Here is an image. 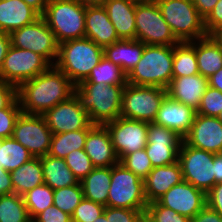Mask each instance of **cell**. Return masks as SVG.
Segmentation results:
<instances>
[{
    "instance_id": "obj_1",
    "label": "cell",
    "mask_w": 222,
    "mask_h": 222,
    "mask_svg": "<svg viewBox=\"0 0 222 222\" xmlns=\"http://www.w3.org/2000/svg\"><path fill=\"white\" fill-rule=\"evenodd\" d=\"M75 85L55 66L22 83L17 98L23 113L43 115L58 103L74 95Z\"/></svg>"
},
{
    "instance_id": "obj_2",
    "label": "cell",
    "mask_w": 222,
    "mask_h": 222,
    "mask_svg": "<svg viewBox=\"0 0 222 222\" xmlns=\"http://www.w3.org/2000/svg\"><path fill=\"white\" fill-rule=\"evenodd\" d=\"M125 85L79 83L74 95L94 125H105L120 117Z\"/></svg>"
},
{
    "instance_id": "obj_3",
    "label": "cell",
    "mask_w": 222,
    "mask_h": 222,
    "mask_svg": "<svg viewBox=\"0 0 222 222\" xmlns=\"http://www.w3.org/2000/svg\"><path fill=\"white\" fill-rule=\"evenodd\" d=\"M104 56V49L89 38L71 39L59 44L54 66L74 85L84 81Z\"/></svg>"
},
{
    "instance_id": "obj_4",
    "label": "cell",
    "mask_w": 222,
    "mask_h": 222,
    "mask_svg": "<svg viewBox=\"0 0 222 222\" xmlns=\"http://www.w3.org/2000/svg\"><path fill=\"white\" fill-rule=\"evenodd\" d=\"M174 46L145 45L142 57L127 75V83L167 89L173 78Z\"/></svg>"
},
{
    "instance_id": "obj_5",
    "label": "cell",
    "mask_w": 222,
    "mask_h": 222,
    "mask_svg": "<svg viewBox=\"0 0 222 222\" xmlns=\"http://www.w3.org/2000/svg\"><path fill=\"white\" fill-rule=\"evenodd\" d=\"M85 13L77 0H49L42 17L60 44L85 37Z\"/></svg>"
},
{
    "instance_id": "obj_6",
    "label": "cell",
    "mask_w": 222,
    "mask_h": 222,
    "mask_svg": "<svg viewBox=\"0 0 222 222\" xmlns=\"http://www.w3.org/2000/svg\"><path fill=\"white\" fill-rule=\"evenodd\" d=\"M163 19L180 42H190L207 36L204 19L192 0H155Z\"/></svg>"
},
{
    "instance_id": "obj_7",
    "label": "cell",
    "mask_w": 222,
    "mask_h": 222,
    "mask_svg": "<svg viewBox=\"0 0 222 222\" xmlns=\"http://www.w3.org/2000/svg\"><path fill=\"white\" fill-rule=\"evenodd\" d=\"M143 179L120 163L111 166V183L107 206L133 210H146Z\"/></svg>"
},
{
    "instance_id": "obj_8",
    "label": "cell",
    "mask_w": 222,
    "mask_h": 222,
    "mask_svg": "<svg viewBox=\"0 0 222 222\" xmlns=\"http://www.w3.org/2000/svg\"><path fill=\"white\" fill-rule=\"evenodd\" d=\"M136 39L145 45L174 46L180 43L163 19L155 0L136 3Z\"/></svg>"
},
{
    "instance_id": "obj_9",
    "label": "cell",
    "mask_w": 222,
    "mask_h": 222,
    "mask_svg": "<svg viewBox=\"0 0 222 222\" xmlns=\"http://www.w3.org/2000/svg\"><path fill=\"white\" fill-rule=\"evenodd\" d=\"M167 89L126 84L122 94L120 117L152 123Z\"/></svg>"
},
{
    "instance_id": "obj_10",
    "label": "cell",
    "mask_w": 222,
    "mask_h": 222,
    "mask_svg": "<svg viewBox=\"0 0 222 222\" xmlns=\"http://www.w3.org/2000/svg\"><path fill=\"white\" fill-rule=\"evenodd\" d=\"M51 66L43 56L11 45L0 70V79L18 88L22 83L47 71Z\"/></svg>"
},
{
    "instance_id": "obj_11",
    "label": "cell",
    "mask_w": 222,
    "mask_h": 222,
    "mask_svg": "<svg viewBox=\"0 0 222 222\" xmlns=\"http://www.w3.org/2000/svg\"><path fill=\"white\" fill-rule=\"evenodd\" d=\"M214 154L189 146L184 141L179 149L183 181L189 182L207 194L215 185Z\"/></svg>"
},
{
    "instance_id": "obj_12",
    "label": "cell",
    "mask_w": 222,
    "mask_h": 222,
    "mask_svg": "<svg viewBox=\"0 0 222 222\" xmlns=\"http://www.w3.org/2000/svg\"><path fill=\"white\" fill-rule=\"evenodd\" d=\"M9 35L12 46L31 50L43 56L54 66L58 56L59 43L42 16L30 24L12 31Z\"/></svg>"
},
{
    "instance_id": "obj_13",
    "label": "cell",
    "mask_w": 222,
    "mask_h": 222,
    "mask_svg": "<svg viewBox=\"0 0 222 222\" xmlns=\"http://www.w3.org/2000/svg\"><path fill=\"white\" fill-rule=\"evenodd\" d=\"M53 133L42 115L21 113L17 118L12 138L25 147L33 157L49 152Z\"/></svg>"
},
{
    "instance_id": "obj_14",
    "label": "cell",
    "mask_w": 222,
    "mask_h": 222,
    "mask_svg": "<svg viewBox=\"0 0 222 222\" xmlns=\"http://www.w3.org/2000/svg\"><path fill=\"white\" fill-rule=\"evenodd\" d=\"M110 134L119 161L129 153L145 149L148 143V123L119 117L104 125Z\"/></svg>"
},
{
    "instance_id": "obj_15",
    "label": "cell",
    "mask_w": 222,
    "mask_h": 222,
    "mask_svg": "<svg viewBox=\"0 0 222 222\" xmlns=\"http://www.w3.org/2000/svg\"><path fill=\"white\" fill-rule=\"evenodd\" d=\"M148 143L145 147L153 168L178 161L183 138L176 132L154 122L148 123Z\"/></svg>"
},
{
    "instance_id": "obj_16",
    "label": "cell",
    "mask_w": 222,
    "mask_h": 222,
    "mask_svg": "<svg viewBox=\"0 0 222 222\" xmlns=\"http://www.w3.org/2000/svg\"><path fill=\"white\" fill-rule=\"evenodd\" d=\"M53 134L92 129L88 113L73 95L69 100L58 103L42 115Z\"/></svg>"
},
{
    "instance_id": "obj_17",
    "label": "cell",
    "mask_w": 222,
    "mask_h": 222,
    "mask_svg": "<svg viewBox=\"0 0 222 222\" xmlns=\"http://www.w3.org/2000/svg\"><path fill=\"white\" fill-rule=\"evenodd\" d=\"M157 202L189 219L207 204L206 194L186 181L171 187Z\"/></svg>"
},
{
    "instance_id": "obj_18",
    "label": "cell",
    "mask_w": 222,
    "mask_h": 222,
    "mask_svg": "<svg viewBox=\"0 0 222 222\" xmlns=\"http://www.w3.org/2000/svg\"><path fill=\"white\" fill-rule=\"evenodd\" d=\"M183 141L196 149L222 153V123L216 117L196 114Z\"/></svg>"
},
{
    "instance_id": "obj_19",
    "label": "cell",
    "mask_w": 222,
    "mask_h": 222,
    "mask_svg": "<svg viewBox=\"0 0 222 222\" xmlns=\"http://www.w3.org/2000/svg\"><path fill=\"white\" fill-rule=\"evenodd\" d=\"M196 110L179 101L173 100L168 95L162 101L154 123L176 132L184 138L194 121Z\"/></svg>"
},
{
    "instance_id": "obj_20",
    "label": "cell",
    "mask_w": 222,
    "mask_h": 222,
    "mask_svg": "<svg viewBox=\"0 0 222 222\" xmlns=\"http://www.w3.org/2000/svg\"><path fill=\"white\" fill-rule=\"evenodd\" d=\"M84 150L94 167H111L119 163L110 134L104 125H95L88 132Z\"/></svg>"
},
{
    "instance_id": "obj_21",
    "label": "cell",
    "mask_w": 222,
    "mask_h": 222,
    "mask_svg": "<svg viewBox=\"0 0 222 222\" xmlns=\"http://www.w3.org/2000/svg\"><path fill=\"white\" fill-rule=\"evenodd\" d=\"M85 37L103 49L121 40L103 5L86 6Z\"/></svg>"
},
{
    "instance_id": "obj_22",
    "label": "cell",
    "mask_w": 222,
    "mask_h": 222,
    "mask_svg": "<svg viewBox=\"0 0 222 222\" xmlns=\"http://www.w3.org/2000/svg\"><path fill=\"white\" fill-rule=\"evenodd\" d=\"M182 181L183 175L179 161L166 166L154 167L143 180L147 203L157 201L171 187Z\"/></svg>"
},
{
    "instance_id": "obj_23",
    "label": "cell",
    "mask_w": 222,
    "mask_h": 222,
    "mask_svg": "<svg viewBox=\"0 0 222 222\" xmlns=\"http://www.w3.org/2000/svg\"><path fill=\"white\" fill-rule=\"evenodd\" d=\"M208 86V78L201 74L173 77L167 95L197 111Z\"/></svg>"
},
{
    "instance_id": "obj_24",
    "label": "cell",
    "mask_w": 222,
    "mask_h": 222,
    "mask_svg": "<svg viewBox=\"0 0 222 222\" xmlns=\"http://www.w3.org/2000/svg\"><path fill=\"white\" fill-rule=\"evenodd\" d=\"M103 7L120 39H136V3L128 0H105Z\"/></svg>"
},
{
    "instance_id": "obj_25",
    "label": "cell",
    "mask_w": 222,
    "mask_h": 222,
    "mask_svg": "<svg viewBox=\"0 0 222 222\" xmlns=\"http://www.w3.org/2000/svg\"><path fill=\"white\" fill-rule=\"evenodd\" d=\"M39 17L40 15L23 0H0V32L10 34Z\"/></svg>"
},
{
    "instance_id": "obj_26",
    "label": "cell",
    "mask_w": 222,
    "mask_h": 222,
    "mask_svg": "<svg viewBox=\"0 0 222 222\" xmlns=\"http://www.w3.org/2000/svg\"><path fill=\"white\" fill-rule=\"evenodd\" d=\"M145 44L137 39H121L104 48V56L128 75L142 57Z\"/></svg>"
},
{
    "instance_id": "obj_27",
    "label": "cell",
    "mask_w": 222,
    "mask_h": 222,
    "mask_svg": "<svg viewBox=\"0 0 222 222\" xmlns=\"http://www.w3.org/2000/svg\"><path fill=\"white\" fill-rule=\"evenodd\" d=\"M195 55L199 74L206 78L222 68V48L212 35L195 40Z\"/></svg>"
},
{
    "instance_id": "obj_28",
    "label": "cell",
    "mask_w": 222,
    "mask_h": 222,
    "mask_svg": "<svg viewBox=\"0 0 222 222\" xmlns=\"http://www.w3.org/2000/svg\"><path fill=\"white\" fill-rule=\"evenodd\" d=\"M13 193L23 196L31 189L44 184L40 157H33L10 172Z\"/></svg>"
},
{
    "instance_id": "obj_29",
    "label": "cell",
    "mask_w": 222,
    "mask_h": 222,
    "mask_svg": "<svg viewBox=\"0 0 222 222\" xmlns=\"http://www.w3.org/2000/svg\"><path fill=\"white\" fill-rule=\"evenodd\" d=\"M44 183L53 190L76 185L79 181L69 169L64 159L50 155L40 157Z\"/></svg>"
},
{
    "instance_id": "obj_30",
    "label": "cell",
    "mask_w": 222,
    "mask_h": 222,
    "mask_svg": "<svg viewBox=\"0 0 222 222\" xmlns=\"http://www.w3.org/2000/svg\"><path fill=\"white\" fill-rule=\"evenodd\" d=\"M83 197L107 206L108 191L111 183V167H95L81 181Z\"/></svg>"
},
{
    "instance_id": "obj_31",
    "label": "cell",
    "mask_w": 222,
    "mask_h": 222,
    "mask_svg": "<svg viewBox=\"0 0 222 222\" xmlns=\"http://www.w3.org/2000/svg\"><path fill=\"white\" fill-rule=\"evenodd\" d=\"M91 129L53 134L48 155L64 159L69 153L85 148L87 134Z\"/></svg>"
},
{
    "instance_id": "obj_32",
    "label": "cell",
    "mask_w": 222,
    "mask_h": 222,
    "mask_svg": "<svg viewBox=\"0 0 222 222\" xmlns=\"http://www.w3.org/2000/svg\"><path fill=\"white\" fill-rule=\"evenodd\" d=\"M173 77L199 74L197 58L195 55V40L180 42L174 45Z\"/></svg>"
},
{
    "instance_id": "obj_33",
    "label": "cell",
    "mask_w": 222,
    "mask_h": 222,
    "mask_svg": "<svg viewBox=\"0 0 222 222\" xmlns=\"http://www.w3.org/2000/svg\"><path fill=\"white\" fill-rule=\"evenodd\" d=\"M81 83H101L105 85H126L127 75L121 67L109 61L105 56L91 70L89 76Z\"/></svg>"
},
{
    "instance_id": "obj_34",
    "label": "cell",
    "mask_w": 222,
    "mask_h": 222,
    "mask_svg": "<svg viewBox=\"0 0 222 222\" xmlns=\"http://www.w3.org/2000/svg\"><path fill=\"white\" fill-rule=\"evenodd\" d=\"M32 158V154L12 137L0 139V166L6 171L12 172Z\"/></svg>"
},
{
    "instance_id": "obj_35",
    "label": "cell",
    "mask_w": 222,
    "mask_h": 222,
    "mask_svg": "<svg viewBox=\"0 0 222 222\" xmlns=\"http://www.w3.org/2000/svg\"><path fill=\"white\" fill-rule=\"evenodd\" d=\"M30 218L23 196H0V222H25Z\"/></svg>"
},
{
    "instance_id": "obj_36",
    "label": "cell",
    "mask_w": 222,
    "mask_h": 222,
    "mask_svg": "<svg viewBox=\"0 0 222 222\" xmlns=\"http://www.w3.org/2000/svg\"><path fill=\"white\" fill-rule=\"evenodd\" d=\"M23 199L30 218H35L53 205V189L44 183L25 193Z\"/></svg>"
},
{
    "instance_id": "obj_37",
    "label": "cell",
    "mask_w": 222,
    "mask_h": 222,
    "mask_svg": "<svg viewBox=\"0 0 222 222\" xmlns=\"http://www.w3.org/2000/svg\"><path fill=\"white\" fill-rule=\"evenodd\" d=\"M83 198L80 181L76 185L53 190V205L71 216Z\"/></svg>"
},
{
    "instance_id": "obj_38",
    "label": "cell",
    "mask_w": 222,
    "mask_h": 222,
    "mask_svg": "<svg viewBox=\"0 0 222 222\" xmlns=\"http://www.w3.org/2000/svg\"><path fill=\"white\" fill-rule=\"evenodd\" d=\"M119 163L143 180L153 169L145 149H140L134 153L127 154L119 161Z\"/></svg>"
},
{
    "instance_id": "obj_39",
    "label": "cell",
    "mask_w": 222,
    "mask_h": 222,
    "mask_svg": "<svg viewBox=\"0 0 222 222\" xmlns=\"http://www.w3.org/2000/svg\"><path fill=\"white\" fill-rule=\"evenodd\" d=\"M64 160L78 181L89 175L95 168L84 149L69 153Z\"/></svg>"
},
{
    "instance_id": "obj_40",
    "label": "cell",
    "mask_w": 222,
    "mask_h": 222,
    "mask_svg": "<svg viewBox=\"0 0 222 222\" xmlns=\"http://www.w3.org/2000/svg\"><path fill=\"white\" fill-rule=\"evenodd\" d=\"M145 215L152 222H190V219L178 214L171 208L160 205L157 201L147 205Z\"/></svg>"
},
{
    "instance_id": "obj_41",
    "label": "cell",
    "mask_w": 222,
    "mask_h": 222,
    "mask_svg": "<svg viewBox=\"0 0 222 222\" xmlns=\"http://www.w3.org/2000/svg\"><path fill=\"white\" fill-rule=\"evenodd\" d=\"M222 111V92L210 86L207 87L196 114L217 117Z\"/></svg>"
},
{
    "instance_id": "obj_42",
    "label": "cell",
    "mask_w": 222,
    "mask_h": 222,
    "mask_svg": "<svg viewBox=\"0 0 222 222\" xmlns=\"http://www.w3.org/2000/svg\"><path fill=\"white\" fill-rule=\"evenodd\" d=\"M22 113L18 98L0 110V139L11 138L17 118Z\"/></svg>"
},
{
    "instance_id": "obj_43",
    "label": "cell",
    "mask_w": 222,
    "mask_h": 222,
    "mask_svg": "<svg viewBox=\"0 0 222 222\" xmlns=\"http://www.w3.org/2000/svg\"><path fill=\"white\" fill-rule=\"evenodd\" d=\"M104 210L105 206L83 198L71 216L72 222H93Z\"/></svg>"
},
{
    "instance_id": "obj_44",
    "label": "cell",
    "mask_w": 222,
    "mask_h": 222,
    "mask_svg": "<svg viewBox=\"0 0 222 222\" xmlns=\"http://www.w3.org/2000/svg\"><path fill=\"white\" fill-rule=\"evenodd\" d=\"M34 219L36 222H72L71 215L61 211L55 205L48 207Z\"/></svg>"
},
{
    "instance_id": "obj_45",
    "label": "cell",
    "mask_w": 222,
    "mask_h": 222,
    "mask_svg": "<svg viewBox=\"0 0 222 222\" xmlns=\"http://www.w3.org/2000/svg\"><path fill=\"white\" fill-rule=\"evenodd\" d=\"M204 27L208 35H212L222 27V0H219L210 14L204 19Z\"/></svg>"
},
{
    "instance_id": "obj_46",
    "label": "cell",
    "mask_w": 222,
    "mask_h": 222,
    "mask_svg": "<svg viewBox=\"0 0 222 222\" xmlns=\"http://www.w3.org/2000/svg\"><path fill=\"white\" fill-rule=\"evenodd\" d=\"M146 210L114 208V222H141Z\"/></svg>"
},
{
    "instance_id": "obj_47",
    "label": "cell",
    "mask_w": 222,
    "mask_h": 222,
    "mask_svg": "<svg viewBox=\"0 0 222 222\" xmlns=\"http://www.w3.org/2000/svg\"><path fill=\"white\" fill-rule=\"evenodd\" d=\"M17 98V88L0 79V110L6 109Z\"/></svg>"
},
{
    "instance_id": "obj_48",
    "label": "cell",
    "mask_w": 222,
    "mask_h": 222,
    "mask_svg": "<svg viewBox=\"0 0 222 222\" xmlns=\"http://www.w3.org/2000/svg\"><path fill=\"white\" fill-rule=\"evenodd\" d=\"M207 205L222 216V183L215 184L206 194Z\"/></svg>"
},
{
    "instance_id": "obj_49",
    "label": "cell",
    "mask_w": 222,
    "mask_h": 222,
    "mask_svg": "<svg viewBox=\"0 0 222 222\" xmlns=\"http://www.w3.org/2000/svg\"><path fill=\"white\" fill-rule=\"evenodd\" d=\"M190 222H222V216L207 204Z\"/></svg>"
},
{
    "instance_id": "obj_50",
    "label": "cell",
    "mask_w": 222,
    "mask_h": 222,
    "mask_svg": "<svg viewBox=\"0 0 222 222\" xmlns=\"http://www.w3.org/2000/svg\"><path fill=\"white\" fill-rule=\"evenodd\" d=\"M13 194L11 175L0 166V196Z\"/></svg>"
},
{
    "instance_id": "obj_51",
    "label": "cell",
    "mask_w": 222,
    "mask_h": 222,
    "mask_svg": "<svg viewBox=\"0 0 222 222\" xmlns=\"http://www.w3.org/2000/svg\"><path fill=\"white\" fill-rule=\"evenodd\" d=\"M200 16L205 19L219 0H192Z\"/></svg>"
},
{
    "instance_id": "obj_52",
    "label": "cell",
    "mask_w": 222,
    "mask_h": 222,
    "mask_svg": "<svg viewBox=\"0 0 222 222\" xmlns=\"http://www.w3.org/2000/svg\"><path fill=\"white\" fill-rule=\"evenodd\" d=\"M10 46H11V38L9 33L0 32V70Z\"/></svg>"
},
{
    "instance_id": "obj_53",
    "label": "cell",
    "mask_w": 222,
    "mask_h": 222,
    "mask_svg": "<svg viewBox=\"0 0 222 222\" xmlns=\"http://www.w3.org/2000/svg\"><path fill=\"white\" fill-rule=\"evenodd\" d=\"M215 184L222 183V153L214 154Z\"/></svg>"
},
{
    "instance_id": "obj_54",
    "label": "cell",
    "mask_w": 222,
    "mask_h": 222,
    "mask_svg": "<svg viewBox=\"0 0 222 222\" xmlns=\"http://www.w3.org/2000/svg\"><path fill=\"white\" fill-rule=\"evenodd\" d=\"M28 6L33 8L40 16L43 15L49 0H23Z\"/></svg>"
},
{
    "instance_id": "obj_55",
    "label": "cell",
    "mask_w": 222,
    "mask_h": 222,
    "mask_svg": "<svg viewBox=\"0 0 222 222\" xmlns=\"http://www.w3.org/2000/svg\"><path fill=\"white\" fill-rule=\"evenodd\" d=\"M209 86L222 92V68L208 78Z\"/></svg>"
},
{
    "instance_id": "obj_56",
    "label": "cell",
    "mask_w": 222,
    "mask_h": 222,
    "mask_svg": "<svg viewBox=\"0 0 222 222\" xmlns=\"http://www.w3.org/2000/svg\"><path fill=\"white\" fill-rule=\"evenodd\" d=\"M93 222H114V208L106 206L104 213Z\"/></svg>"
},
{
    "instance_id": "obj_57",
    "label": "cell",
    "mask_w": 222,
    "mask_h": 222,
    "mask_svg": "<svg viewBox=\"0 0 222 222\" xmlns=\"http://www.w3.org/2000/svg\"><path fill=\"white\" fill-rule=\"evenodd\" d=\"M81 4L85 6H95V5H103L105 0H77Z\"/></svg>"
},
{
    "instance_id": "obj_58",
    "label": "cell",
    "mask_w": 222,
    "mask_h": 222,
    "mask_svg": "<svg viewBox=\"0 0 222 222\" xmlns=\"http://www.w3.org/2000/svg\"><path fill=\"white\" fill-rule=\"evenodd\" d=\"M212 37L219 43V45L222 48V27L216 30L213 34Z\"/></svg>"
},
{
    "instance_id": "obj_59",
    "label": "cell",
    "mask_w": 222,
    "mask_h": 222,
    "mask_svg": "<svg viewBox=\"0 0 222 222\" xmlns=\"http://www.w3.org/2000/svg\"><path fill=\"white\" fill-rule=\"evenodd\" d=\"M141 222H152L146 215L142 217Z\"/></svg>"
},
{
    "instance_id": "obj_60",
    "label": "cell",
    "mask_w": 222,
    "mask_h": 222,
    "mask_svg": "<svg viewBox=\"0 0 222 222\" xmlns=\"http://www.w3.org/2000/svg\"><path fill=\"white\" fill-rule=\"evenodd\" d=\"M128 1H131V2H134V3H139V2H145V1H148V0H128Z\"/></svg>"
},
{
    "instance_id": "obj_61",
    "label": "cell",
    "mask_w": 222,
    "mask_h": 222,
    "mask_svg": "<svg viewBox=\"0 0 222 222\" xmlns=\"http://www.w3.org/2000/svg\"><path fill=\"white\" fill-rule=\"evenodd\" d=\"M216 118L222 123V111L220 112V114Z\"/></svg>"
},
{
    "instance_id": "obj_62",
    "label": "cell",
    "mask_w": 222,
    "mask_h": 222,
    "mask_svg": "<svg viewBox=\"0 0 222 222\" xmlns=\"http://www.w3.org/2000/svg\"><path fill=\"white\" fill-rule=\"evenodd\" d=\"M25 222H36V220L34 218H29L27 221Z\"/></svg>"
}]
</instances>
